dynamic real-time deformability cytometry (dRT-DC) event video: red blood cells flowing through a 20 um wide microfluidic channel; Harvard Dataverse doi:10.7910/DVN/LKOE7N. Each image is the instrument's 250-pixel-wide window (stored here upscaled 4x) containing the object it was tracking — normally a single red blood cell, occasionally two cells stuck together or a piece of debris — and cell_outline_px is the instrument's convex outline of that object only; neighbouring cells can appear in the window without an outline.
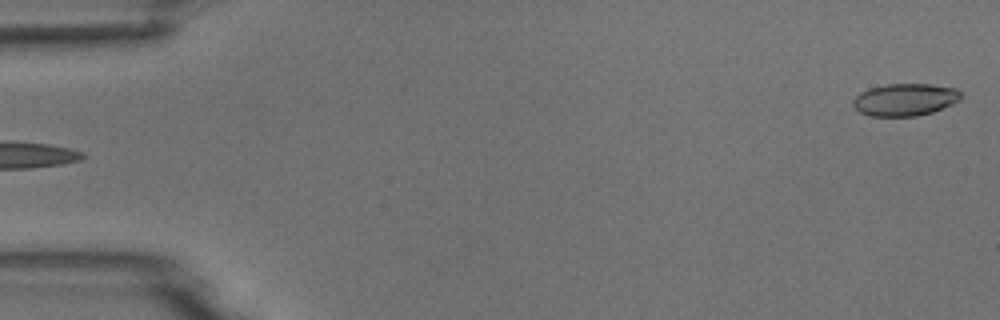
{"species": "common noctule bat (a hibernating species)", "species_latin": "Nyctalus noctula", "temperature_condition": "room temperature", "stored_images_in_passage": 6, "segment_of_instrument_passage": [2, 2], "camera_frame_rate_fps": 3000, "um_per_image_px": 0.085, "animal": {"sex": "male", "body_mass_g": 18.8}, "frame": {"image": 1, "passage_image": 6, "time_ms": 5.667, "image_size_px": [1000, 320], "cell_outline_px": [[960, 100], [952, 104], [932, 112], [916, 116], [872, 116], [860, 112], [852, 104], [852, 100], [860, 92], [868, 88], [888, 84], [928, 84], [956, 88], [960, 92]], "centroid_in_image_um": [76.91, 8.46], "position_along_channel_um": 8.1, "area_um2": 20.23}}